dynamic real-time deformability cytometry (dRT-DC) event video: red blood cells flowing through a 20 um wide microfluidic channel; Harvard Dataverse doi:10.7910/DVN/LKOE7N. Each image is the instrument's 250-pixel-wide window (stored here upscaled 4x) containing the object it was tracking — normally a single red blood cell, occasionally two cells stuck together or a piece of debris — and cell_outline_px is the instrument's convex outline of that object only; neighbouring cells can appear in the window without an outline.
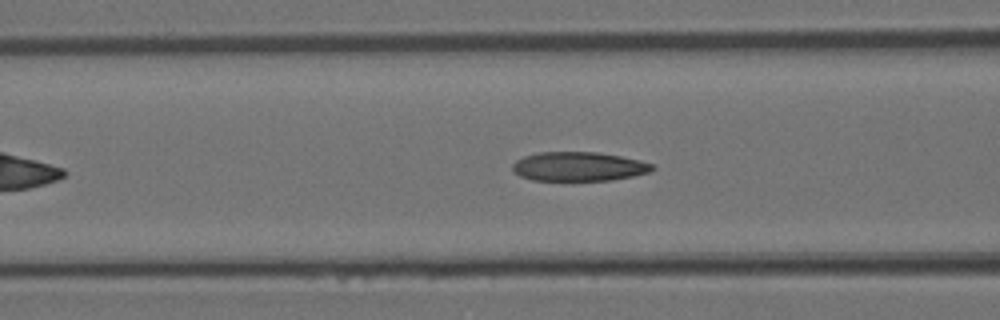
{"species": "Egyptian fruit bat (a non-hibernating species)", "species_latin": "Rousettus aegyptiacus", "temperature_condition": "room temperature", "stored_images_in_passage": 34, "camera_frame_rate_fps": 3000, "um_per_image_px": 0.085, "animal": {"sex": "female"}, "frame": {"image": 1, "passage_image": 10, "time_ms": 3.0, "image_size_px": [1000, 320], "cell_outline_px": [[656, 168], [652, 172], [612, 180], [532, 180], [520, 176], [512, 172], [512, 164], [516, 160], [524, 156], [540, 152], [596, 152], [620, 156], [640, 160], [652, 164]], "centroid_in_image_um": [49.19, 14.15], "position_along_channel_um": 117.4, "area_um2": 23.81}}
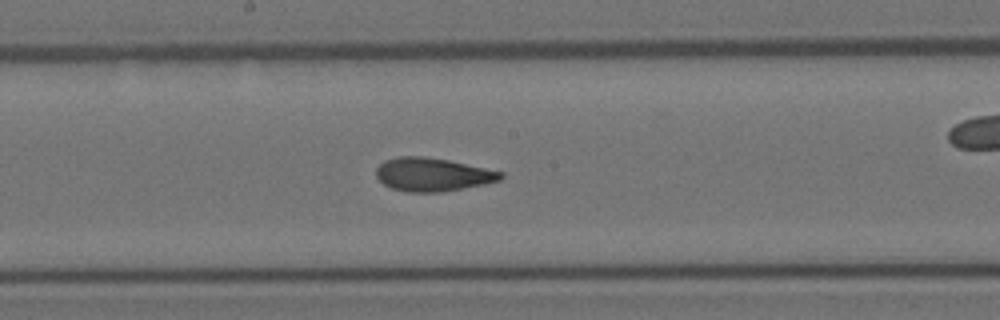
{"frame": {"image": 2, "passage_image": 16, "time_ms": 5.0, "image_size_px": [1000, 320], "cell_outline_px": [[504, 176], [500, 180], [484, 184], [440, 192], [404, 192], [392, 188], [384, 184], [376, 176], [376, 168], [384, 160], [400, 156], [424, 156], [448, 160], [504, 172]], "centroid_in_image_um": [36.75, 14.83], "position_along_channel_um": 211.4, "area_um2": 24.16}}
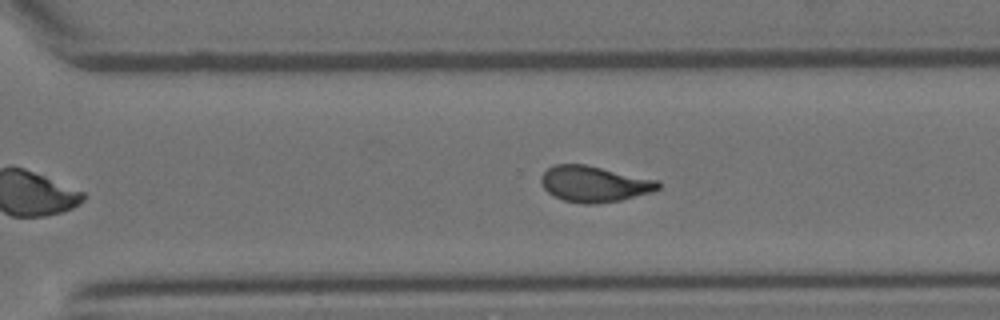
{"frame": {"image": 3, "passage_image": 23, "time_ms": 7.333, "image_size_px": [1000, 320], "cell_outline_px": [[660, 188], [652, 192], [620, 200], [596, 204], [584, 204], [564, 200], [552, 196], [544, 188], [540, 180], [540, 176], [548, 168], [556, 164], [588, 164], [660, 180]], "centroid_in_image_um": [50.53, 15.62], "position_along_channel_um": 320.1, "area_um2": 24.85}}